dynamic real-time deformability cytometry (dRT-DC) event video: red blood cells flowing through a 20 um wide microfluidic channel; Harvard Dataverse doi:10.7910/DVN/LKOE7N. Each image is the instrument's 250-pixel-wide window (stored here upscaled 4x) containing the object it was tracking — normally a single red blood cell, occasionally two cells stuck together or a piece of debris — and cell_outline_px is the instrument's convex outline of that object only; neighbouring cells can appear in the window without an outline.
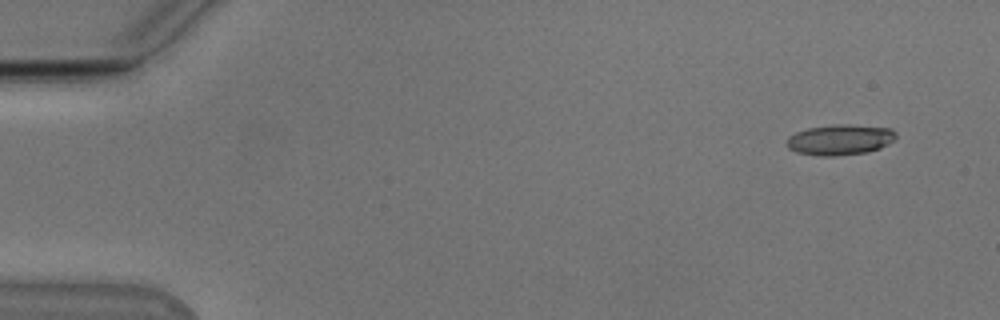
{"species": "Egyptian fruit bat (a non-hibernating species)", "species_latin": "Rousettus aegyptiacus", "temperature_condition": "cold", "stored_images_in_passage": 51, "camera_frame_rate_fps": 3000, "um_per_image_px": 0.085, "animal": {"sex": "male"}, "frame": {"image": 1, "passage_image": 1, "time_ms": 0.0, "image_size_px": [1000, 320], "cell_outline_px": [[896, 140], [880, 148], [868, 152], [836, 156], [820, 156], [796, 152], [788, 148], [784, 144], [788, 136], [796, 132], [808, 128], [836, 124], [848, 124], [892, 128], [896, 132]], "centroid_in_image_um": [71.4, 11.88], "position_along_channel_um": 13.6, "area_um2": 19.77}}
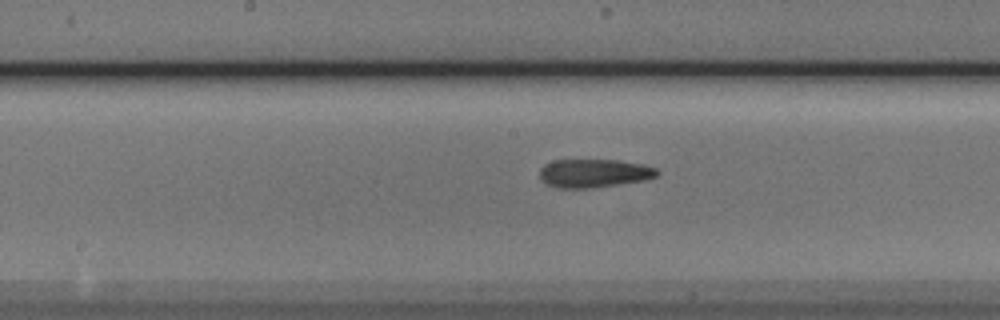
{"frame": {"image": 2, "passage_image": 25, "time_ms": 8.0, "image_size_px": [1000, 320], "cell_outline_px": [[660, 172], [656, 176], [644, 180], [592, 188], [556, 188], [544, 184], [540, 180], [540, 168], [544, 164], [552, 160], [620, 160], [644, 164], [656, 168]], "centroid_in_image_um": [50.45, 14.72], "position_along_channel_um": 197.8, "area_um2": 19.71}}
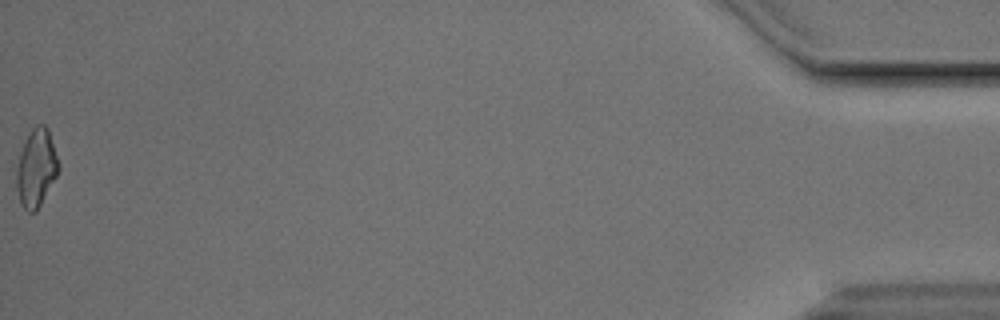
{"frame": {"image": 3, "passage_image": 51, "time_ms": 16.667, "image_size_px": [1000, 320], "cell_outline_px": [[60, 168], [56, 176], [36, 212], [28, 212], [20, 204], [16, 188], [16, 168], [24, 144], [32, 128], [36, 124], [44, 124], [48, 128], [60, 164]], "centroid_in_image_um": [3.09, 14.29], "position_along_channel_um": 432.1, "area_um2": 18.96}, "authors_computed_cell_mechanics": {"area_um2": 19.3052, "velocity_mm_per_s": 3.8502, "shape_relaxation_time_tau1_ms": null, "shape_relaxation_time_tau2_ms": 6.1811, "deformation_change_tau1": null, "deformation_change_tau2": 0.1658}}